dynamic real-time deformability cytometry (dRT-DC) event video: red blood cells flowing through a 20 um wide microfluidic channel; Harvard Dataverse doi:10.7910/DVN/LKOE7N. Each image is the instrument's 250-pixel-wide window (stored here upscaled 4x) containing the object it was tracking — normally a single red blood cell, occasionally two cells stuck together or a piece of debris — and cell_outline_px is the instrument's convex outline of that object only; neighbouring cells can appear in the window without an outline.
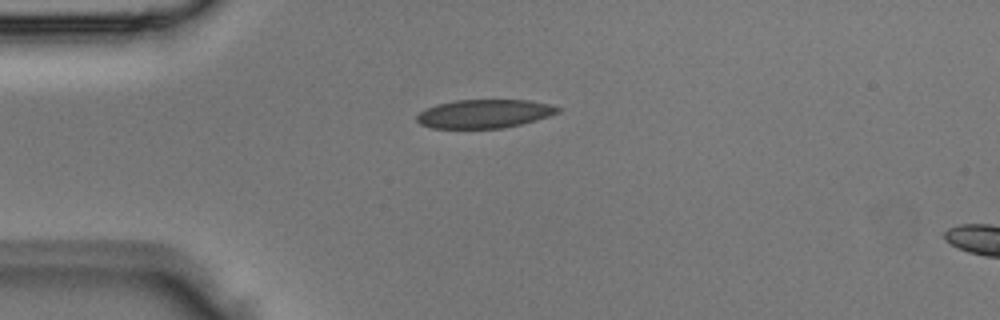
{"species": "Egyptian fruit bat (a non-hibernating species)", "species_latin": "Rousettus aegyptiacus", "temperature_condition": "room temperature", "stored_images_in_passage": 2, "camera_frame_rate_fps": 3000, "um_per_image_px": 0.085, "animal": {"sex": "male"}, "frame": {"image": 1, "passage_image": 1, "time_ms": 0.0, "image_size_px": [1000, 320], "cell_outline_px": [[560, 112], [536, 120], [504, 128], [432, 128], [420, 124], [416, 120], [416, 116], [420, 112], [436, 104], [456, 100], [528, 100], [548, 104], [560, 108]], "centroid_in_image_um": [41.15, 9.67], "position_along_channel_um": 43.9, "area_um2": 23.35}}